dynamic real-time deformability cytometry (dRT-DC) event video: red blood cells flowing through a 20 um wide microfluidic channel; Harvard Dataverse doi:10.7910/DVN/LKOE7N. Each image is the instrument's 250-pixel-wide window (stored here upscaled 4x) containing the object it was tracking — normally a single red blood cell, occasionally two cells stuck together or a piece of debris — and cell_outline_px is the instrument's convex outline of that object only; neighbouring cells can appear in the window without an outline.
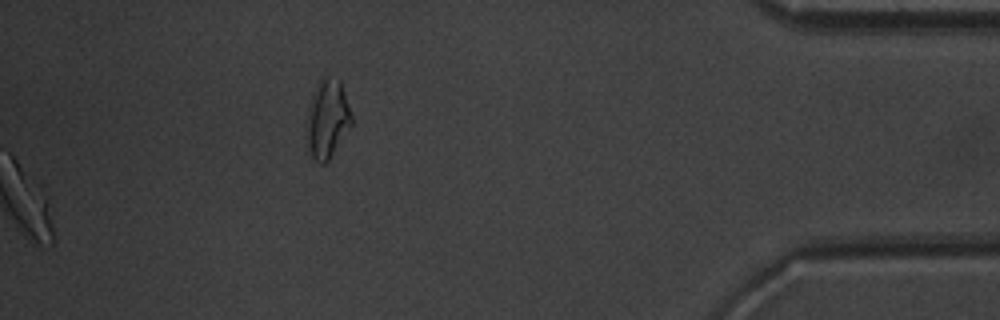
{"species": "common noctule bat (a hibernating species)", "species_latin": "Nyctalus noctula", "temperature_condition": "warm", "stored_images_in_passage": 52, "segment_of_instrument_passage": [2, 2], "camera_frame_rate_fps": 3000, "um_per_image_px": 0.085, "animal": {"sex": "male", "body_mass_g": 20.1, "forearm_length_mm": 53.5}, "frame": {"image": 1, "passage_image": 52, "time_ms": 17.0, "image_size_px": [1000, 320], "cell_outline_px": [[352, 124], [328, 160], [324, 164], [320, 164], [312, 156], [304, 140], [308, 112], [312, 92], [316, 84], [324, 76], [328, 76], [340, 80], [352, 116]], "centroid_in_image_um": [27.79, 10.1], "position_along_channel_um": 407.4, "area_um2": 20.63}}